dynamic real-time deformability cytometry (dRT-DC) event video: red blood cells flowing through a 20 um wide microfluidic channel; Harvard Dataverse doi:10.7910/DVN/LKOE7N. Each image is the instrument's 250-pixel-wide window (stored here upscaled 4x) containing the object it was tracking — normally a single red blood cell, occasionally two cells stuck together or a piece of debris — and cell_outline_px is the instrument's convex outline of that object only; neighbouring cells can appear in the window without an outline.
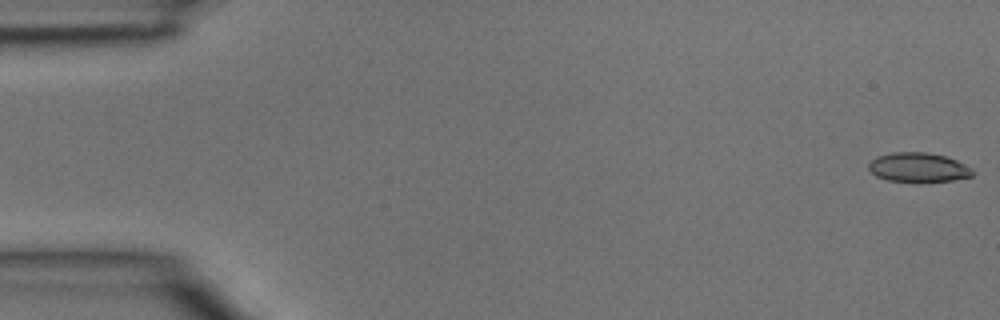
{"species": "common noctule bat (a hibernating species)", "species_latin": "Nyctalus noctula", "temperature_condition": "room temperature", "stored_images_in_passage": 4, "camera_frame_rate_fps": 3000, "um_per_image_px": 0.085, "animal": {"sex": "male", "body_mass_g": 15.6}, "frame": {"image": 1, "passage_image": 1, "time_ms": 0.0, "image_size_px": [1000, 320], "cell_outline_px": [[976, 172], [972, 176], [952, 180], [920, 184], [916, 184], [888, 180], [876, 176], [868, 168], [868, 164], [876, 156], [892, 152], [928, 152], [944, 156], [956, 160], [972, 168]], "centroid_in_image_um": [78.06, 14.26], "position_along_channel_um": 6.9, "area_um2": 18.38}}
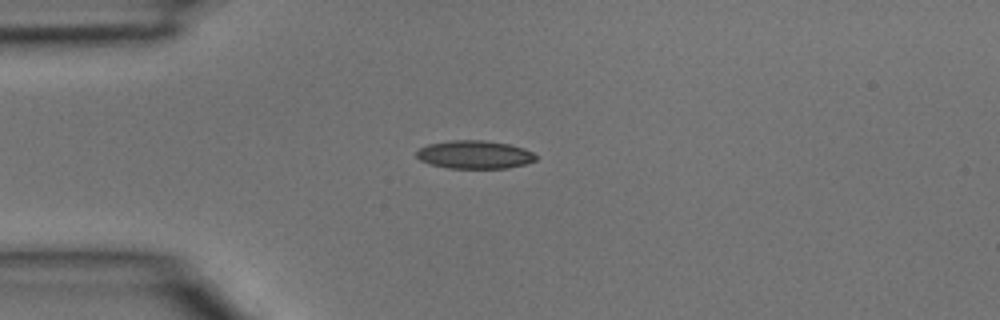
{"frame": {"image": 2, "passage_image": 4, "time_ms": 1.0, "image_size_px": [1000, 320], "cell_outline_px": [[536, 160], [524, 164], [508, 168], [448, 168], [432, 164], [420, 160], [416, 156], [416, 152], [420, 148], [428, 144], [452, 140], [484, 140], [508, 144], [524, 148], [532, 152], [536, 156]], "centroid_in_image_um": [40.34, 13.14], "position_along_channel_um": 44.7, "area_um2": 19.48}}